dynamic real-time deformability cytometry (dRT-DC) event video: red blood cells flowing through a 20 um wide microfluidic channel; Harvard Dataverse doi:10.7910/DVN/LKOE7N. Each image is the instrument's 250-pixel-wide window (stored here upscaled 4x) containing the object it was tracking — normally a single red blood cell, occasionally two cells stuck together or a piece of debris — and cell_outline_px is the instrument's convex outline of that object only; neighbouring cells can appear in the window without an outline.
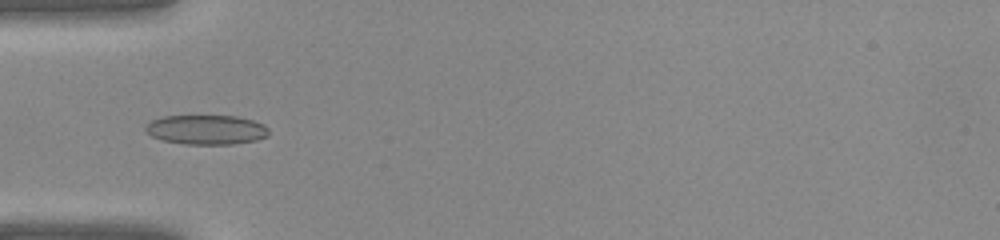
{"species": "common noctule bat (a hibernating species)", "species_latin": "Nyctalus noctula", "temperature_condition": "warm", "stored_images_in_passage": 30, "camera_frame_rate_fps": 3000, "um_per_image_px": 0.085, "animal": {"sex": "female", "body_mass_g": 22.0, "forearm_length_mm": 56.7}, "frame": {"image": 1, "passage_image": 3, "time_ms": 0.667, "image_size_px": [1000, 240], "cell_outline_px": [[268, 136], [256, 140], [232, 144], [184, 144], [164, 140], [152, 136], [144, 132], [144, 128], [152, 120], [164, 116], [236, 116], [252, 120], [264, 124], [268, 128]], "centroid_in_image_um": [17.54, 11.02], "position_along_channel_um": 67.5, "area_um2": 21.15}}
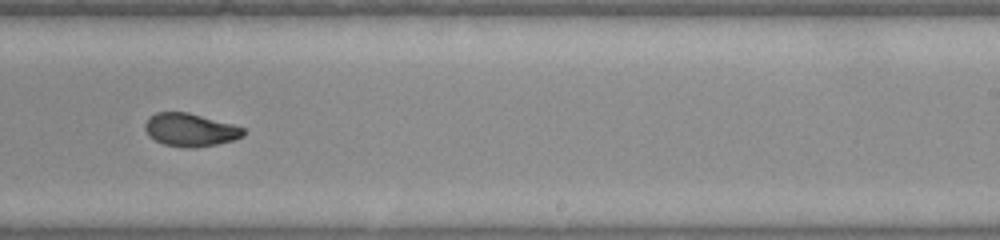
{"frame": {"image": 2, "passage_image": 15, "time_ms": 4.667, "image_size_px": [1000, 240], "cell_outline_px": [[244, 136], [232, 140], [216, 144], [196, 148], [184, 148], [164, 144], [148, 136], [144, 128], [144, 124], [148, 116], [156, 112], [188, 112], [232, 124], [244, 128]], "centroid_in_image_um": [16.13, 11.04], "position_along_channel_um": 272.9, "area_um2": 19.02}}
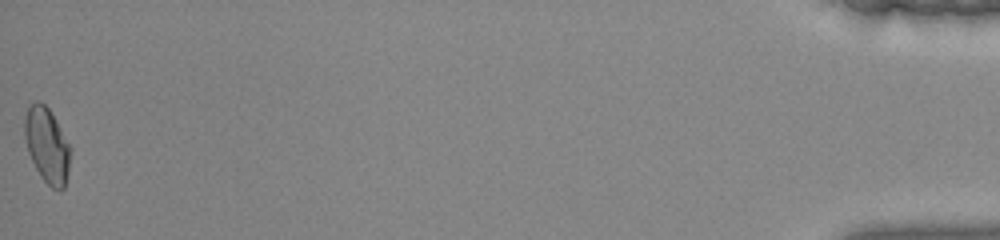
{"frame": {"image": 3, "passage_image": 30, "time_ms": 9.667, "image_size_px": [1000, 240], "cell_outline_px": [[72, 148], [68, 172], [64, 188], [60, 192], [52, 188], [40, 176], [28, 152], [24, 136], [24, 116], [28, 108], [36, 100], [40, 100], [48, 108]], "centroid_in_image_um": [4.0, 12.36], "position_along_channel_um": 431.2, "area_um2": 20.11}}